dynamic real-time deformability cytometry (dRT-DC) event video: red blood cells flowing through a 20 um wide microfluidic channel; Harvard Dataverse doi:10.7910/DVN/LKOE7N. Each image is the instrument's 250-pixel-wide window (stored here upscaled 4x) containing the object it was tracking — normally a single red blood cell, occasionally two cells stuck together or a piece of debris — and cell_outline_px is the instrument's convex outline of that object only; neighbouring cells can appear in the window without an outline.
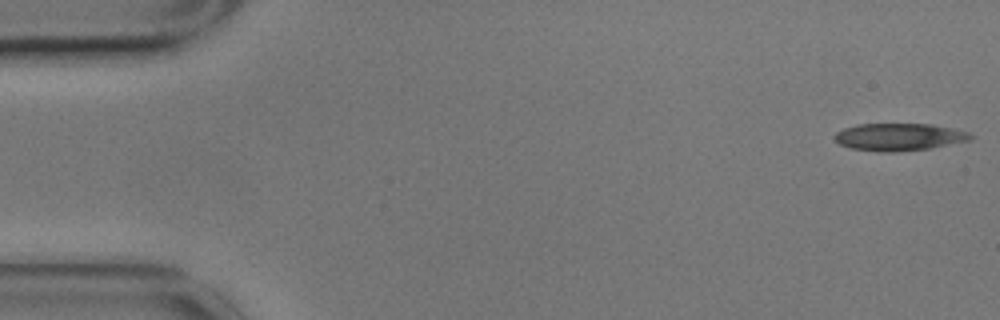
{"species": "common noctule bat (a hibernating species)", "species_latin": "Nyctalus noctula", "temperature_condition": "cold", "stored_images_in_passage": 50, "camera_frame_rate_fps": 3000, "um_per_image_px": 0.085, "animal": {"sex": "male", "body_mass_g": 17.9}, "frame": {"image": 1, "passage_image": 1, "time_ms": 0.0, "image_size_px": [1000, 320], "cell_outline_px": [[972, 136], [968, 140], [928, 148], [896, 152], [880, 152], [852, 148], [840, 144], [832, 136], [836, 132], [844, 128], [856, 124], [932, 124], [952, 128], [968, 132]], "centroid_in_image_um": [76.36, 11.63], "position_along_channel_um": 8.6, "area_um2": 21.44}}
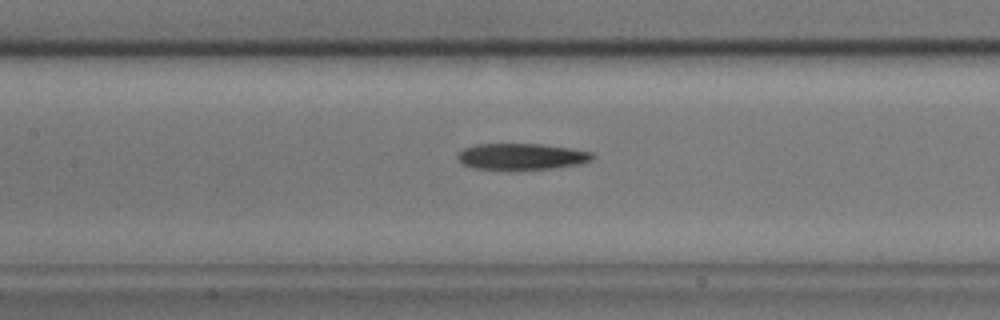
{"frame": {"image": 2, "passage_image": 25, "time_ms": 8.0, "image_size_px": [1000, 320], "cell_outline_px": [[596, 156], [592, 160], [580, 164], [552, 168], [516, 172], [512, 172], [472, 168], [464, 164], [456, 156], [464, 148], [476, 144], [540, 144], [572, 148], [592, 152]], "centroid_in_image_um": [44.34, 13.34], "position_along_channel_um": 163.1, "area_um2": 21.44}}
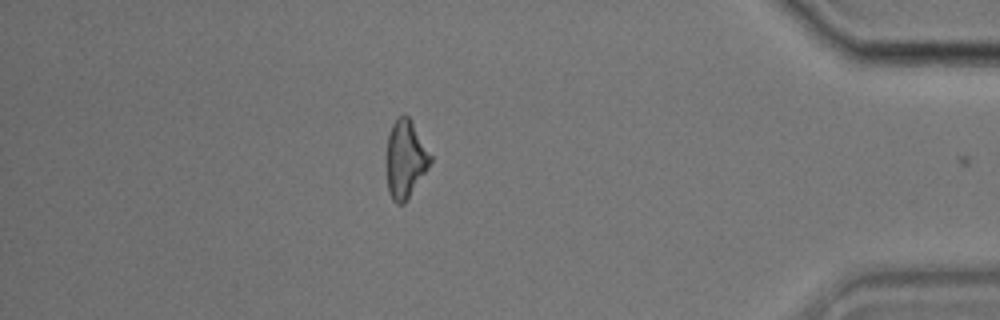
{"frame": {"image": 3, "passage_image": 49, "time_ms": 16.0, "image_size_px": [1000, 320], "cell_outline_px": [[432, 160], [428, 168], [408, 200], [404, 204], [396, 204], [392, 200], [388, 192], [384, 160], [384, 156], [388, 136], [392, 124], [396, 116], [408, 116], [432, 156]], "centroid_in_image_um": [34.41, 13.57], "position_along_channel_um": 400.8, "area_um2": 20.46}, "authors_computed_cell_mechanics": {"area_um2": 21.3571, "velocity_mm_per_s": 3.4872, "shape_relaxation_time_tau1_ms": 7.5978, "shape_relaxation_time_tau2_ms": 6.57, "deformation_change_tau1": 0.178, "deformation_change_tau2": 0.2053}}